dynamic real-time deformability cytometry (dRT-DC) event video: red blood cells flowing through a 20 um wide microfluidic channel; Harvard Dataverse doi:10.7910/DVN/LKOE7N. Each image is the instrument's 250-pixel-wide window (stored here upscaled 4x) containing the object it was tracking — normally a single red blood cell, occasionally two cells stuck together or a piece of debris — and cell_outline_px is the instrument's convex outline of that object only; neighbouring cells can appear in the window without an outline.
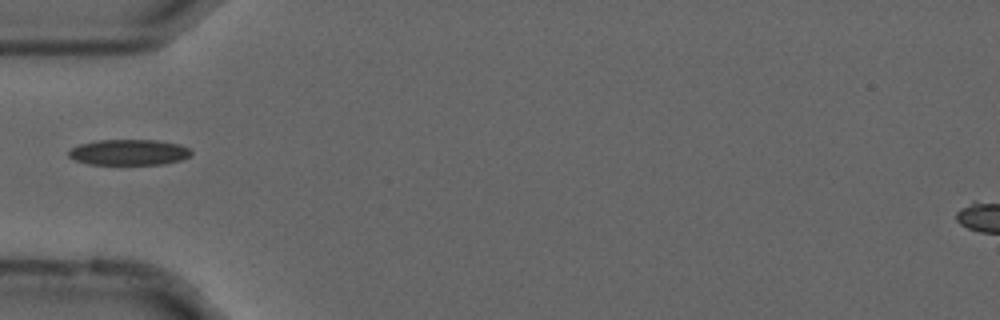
{"species": "common noctule bat (a hibernating species)", "species_latin": "Nyctalus noctula", "temperature_condition": "cold", "stored_images_in_passage": 29, "camera_frame_rate_fps": 3000, "um_per_image_px": 0.085, "animal": {"sex": "male", "forearm_length_mm": 52.5}, "frame": {"image": 1, "passage_image": 1, "time_ms": 0.0, "image_size_px": [1000, 320], "cell_outline_px": [[192, 152], [188, 156], [180, 160], [164, 164], [88, 164], [76, 160], [68, 156], [68, 152], [72, 148], [80, 144], [96, 140], [156, 140], [180, 144], [188, 148]], "centroid_in_image_um": [10.95, 12.94], "position_along_channel_um": 74.1, "area_um2": 18.26}}
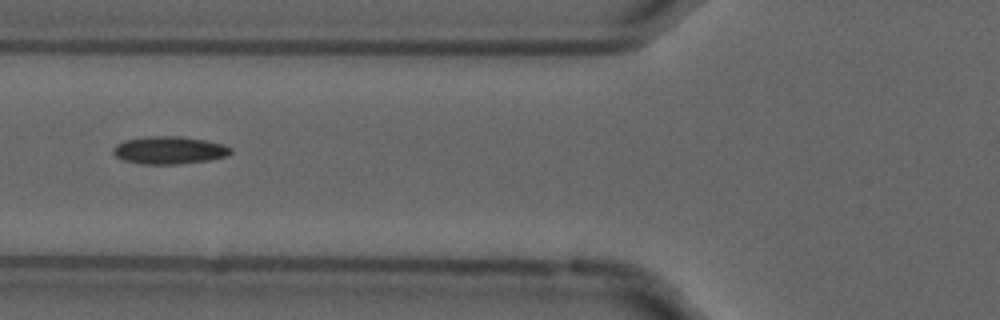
{"frame": {"image": 2, "passage_image": 4, "time_ms": 1.0, "image_size_px": [1000, 320], "cell_outline_px": [[232, 152], [228, 156], [208, 160], [180, 164], [140, 164], [124, 160], [116, 156], [112, 152], [112, 148], [116, 144], [124, 140], [144, 136], [180, 136], [204, 140], [224, 144], [232, 148]], "centroid_in_image_um": [14.38, 12.76], "position_along_channel_um": 111.4, "area_um2": 19.13}}